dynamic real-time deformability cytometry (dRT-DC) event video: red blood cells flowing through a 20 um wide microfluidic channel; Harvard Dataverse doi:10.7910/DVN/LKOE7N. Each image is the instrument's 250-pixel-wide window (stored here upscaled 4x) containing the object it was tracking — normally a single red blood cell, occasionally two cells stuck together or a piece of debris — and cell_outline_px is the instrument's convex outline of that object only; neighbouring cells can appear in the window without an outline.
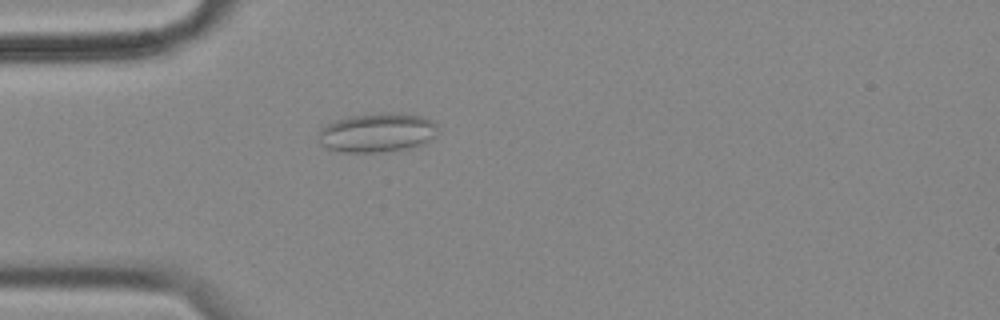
{"species": "common noctule bat (a hibernating species)", "species_latin": "Nyctalus noctula", "temperature_condition": "cold", "stored_images_in_passage": 4, "camera_frame_rate_fps": 3000, "um_per_image_px": 0.085, "animal": {"sex": "female", "body_mass_g": 18.4}, "frame": {"image": 1, "passage_image": 4, "time_ms": 1.0, "image_size_px": [1000, 320], "cell_outline_px": [[436, 136], [424, 144], [408, 148], [384, 152], [344, 152], [328, 148], [320, 144], [320, 128], [336, 120], [348, 116], [384, 112], [392, 112], [420, 116], [432, 120], [436, 124]], "centroid_in_image_um": [32.08, 11.27], "position_along_channel_um": 52.9, "area_um2": 27.22}}